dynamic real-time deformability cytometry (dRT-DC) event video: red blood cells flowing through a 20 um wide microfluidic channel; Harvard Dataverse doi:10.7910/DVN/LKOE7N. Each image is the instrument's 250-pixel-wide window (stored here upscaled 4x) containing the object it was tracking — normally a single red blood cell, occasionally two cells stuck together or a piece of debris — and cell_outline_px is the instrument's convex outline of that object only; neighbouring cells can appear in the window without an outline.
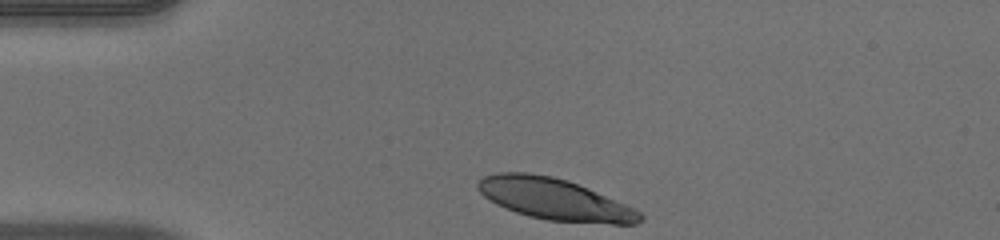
{"species": "human", "species_latin": "Homo sapiens", "temperature_condition": "warm", "stored_images_in_passage": 32, "camera_frame_rate_fps": 3000, "um_per_image_px": 0.085, "donor": {"sex": "male"}, "frame": {"image": 1, "passage_image": 1, "time_ms": 0.0, "image_size_px": [1000, 240], "cell_outline_px": [[644, 220], [636, 224], [612, 224], [548, 220], [528, 216], [504, 208], [496, 204], [484, 196], [476, 188], [476, 184], [484, 176], [496, 172], [528, 172], [552, 176], [568, 180], [588, 188], [636, 208], [644, 216]], "centroid_in_image_um": [47.15, 16.93], "position_along_channel_um": 37.8, "area_um2": 39.42}}
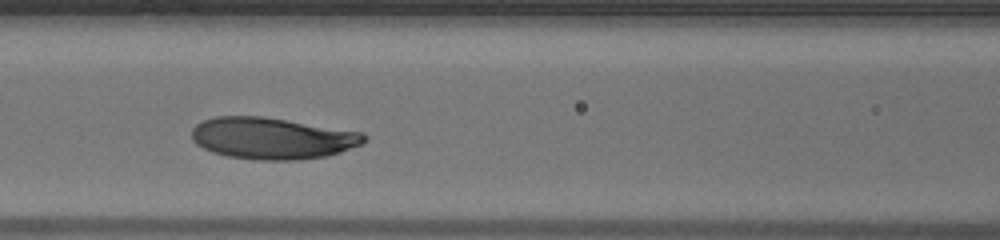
{"frame": {"image": 2, "passage_image": 12, "time_ms": 3.667, "image_size_px": [1000, 240], "cell_outline_px": [[368, 136], [364, 144], [328, 156], [296, 160], [260, 160], [228, 156], [212, 152], [196, 144], [192, 140], [192, 128], [196, 124], [204, 120], [216, 116], [264, 116], [360, 132]], "centroid_in_image_um": [23.14, 11.75], "position_along_channel_um": 143.5, "area_um2": 41.85}}
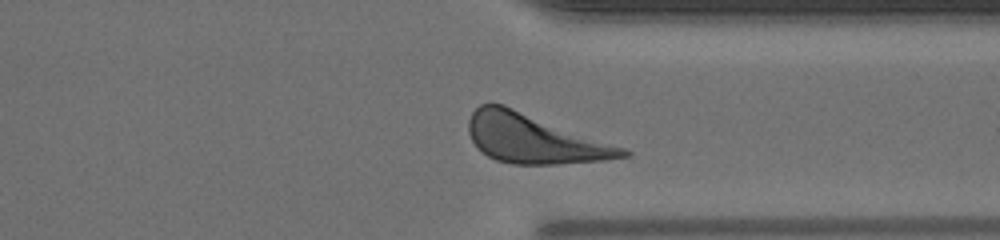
{"frame": {"image": 3, "passage_image": 29, "time_ms": 9.333, "image_size_px": [1000, 240], "cell_outline_px": [[632, 152], [628, 156], [604, 160], [556, 164], [512, 164], [496, 160], [488, 156], [476, 148], [468, 132], [468, 120], [472, 112], [480, 104], [504, 104], [624, 148]], "centroid_in_image_um": [45.35, 11.79], "position_along_channel_um": 366.0, "area_um2": 43.75}, "authors_computed_cell_mechanics": {"area_um2": 41.8183, "velocity_mm_per_s": 3.9402, "shape_relaxation_time_tau1_ms": 2.8939, "shape_relaxation_time_tau2_ms": null, "deformation_change_tau1": 0.1405, "deformation_change_tau2": null}}